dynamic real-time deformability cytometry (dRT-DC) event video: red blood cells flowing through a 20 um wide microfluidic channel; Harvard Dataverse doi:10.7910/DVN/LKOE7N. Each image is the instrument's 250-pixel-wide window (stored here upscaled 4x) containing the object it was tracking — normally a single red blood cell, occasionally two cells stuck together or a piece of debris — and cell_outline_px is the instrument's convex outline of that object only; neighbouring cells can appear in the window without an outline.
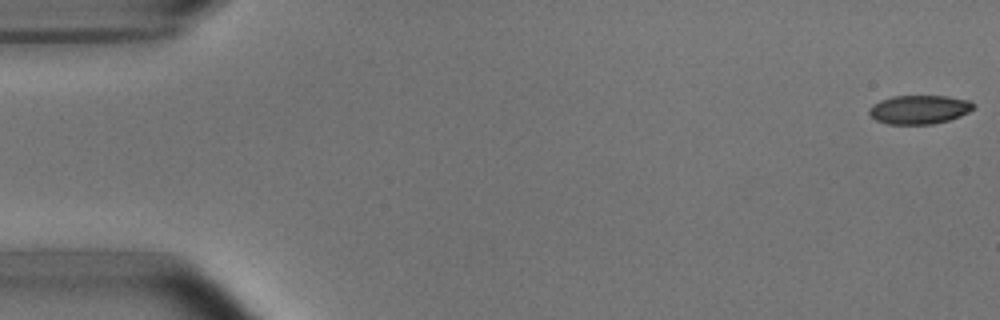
{"species": "common noctule bat (a hibernating species)", "species_latin": "Nyctalus noctula", "temperature_condition": "room temperature", "stored_images_in_passage": 4, "camera_frame_rate_fps": 3000, "um_per_image_px": 0.085, "animal": {"sex": "male", "body_mass_g": 15.6}, "frame": {"image": 1, "passage_image": 1, "time_ms": 0.0, "image_size_px": [1000, 320], "cell_outline_px": [[972, 108], [968, 112], [960, 116], [948, 120], [932, 124], [888, 124], [876, 120], [868, 112], [868, 108], [872, 104], [880, 100], [892, 96], [948, 96], [972, 100]], "centroid_in_image_um": [78.11, 9.3], "position_along_channel_um": 6.9, "area_um2": 17.51}}